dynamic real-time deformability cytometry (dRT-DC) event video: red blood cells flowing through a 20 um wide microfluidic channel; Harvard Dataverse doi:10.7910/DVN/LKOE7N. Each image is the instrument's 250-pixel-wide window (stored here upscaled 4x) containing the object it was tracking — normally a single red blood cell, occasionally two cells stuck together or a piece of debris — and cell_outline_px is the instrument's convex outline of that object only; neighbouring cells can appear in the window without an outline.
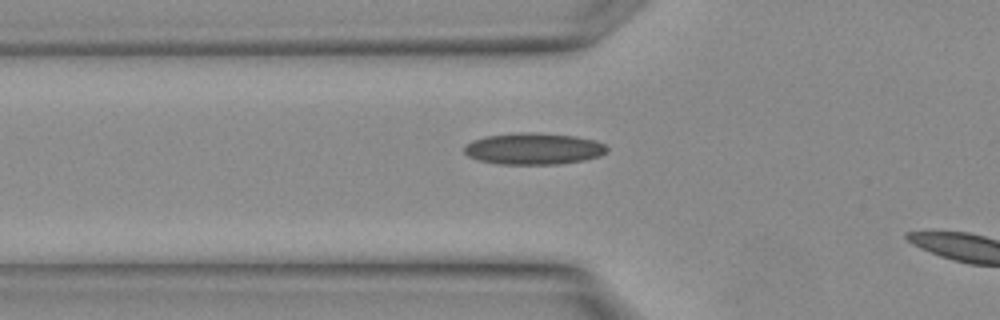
{"species": "Egyptian fruit bat (a non-hibernating species)", "species_latin": "Rousettus aegyptiacus", "temperature_condition": "warm", "stored_images_in_passage": 3, "camera_frame_rate_fps": 3000, "um_per_image_px": 0.085, "animal": {"sex": "female"}, "frame": {"image": 1, "passage_image": 2, "time_ms": 0.333, "image_size_px": [1000, 320], "cell_outline_px": [[608, 148], [600, 156], [584, 160], [560, 164], [496, 164], [476, 160], [468, 156], [464, 152], [464, 144], [472, 140], [484, 136], [520, 132], [536, 132], [576, 136], [596, 140], [604, 144]], "centroid_in_image_um": [45.31, 12.64], "position_along_channel_um": 80.5, "area_um2": 26.59}}